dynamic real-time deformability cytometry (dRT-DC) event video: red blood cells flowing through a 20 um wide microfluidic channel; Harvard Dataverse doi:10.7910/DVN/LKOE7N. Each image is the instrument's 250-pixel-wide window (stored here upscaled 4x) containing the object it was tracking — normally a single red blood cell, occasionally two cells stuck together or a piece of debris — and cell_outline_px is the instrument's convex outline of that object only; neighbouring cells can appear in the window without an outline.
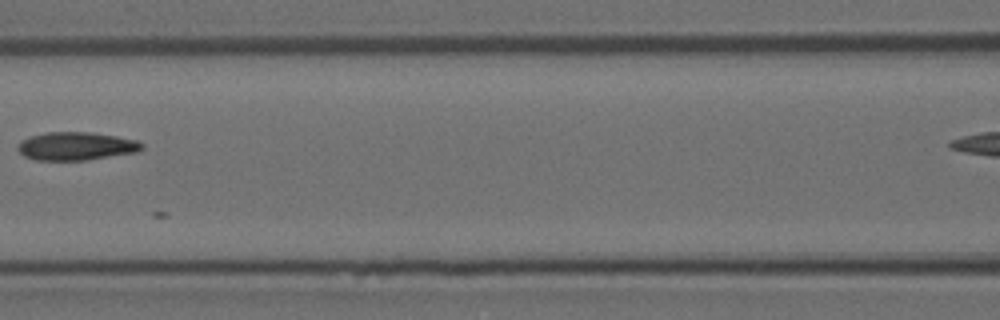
{"species": "Egyptian fruit bat (a non-hibernating species)", "species_latin": "Rousettus aegyptiacus", "temperature_condition": "room temperature", "stored_images_in_passage": 8, "camera_frame_rate_fps": 3000, "um_per_image_px": 0.085, "animal": {"sex": "female"}, "frame": {"image": 1, "passage_image": 7, "time_ms": 2.0, "image_size_px": [1000, 320], "cell_outline_px": [[144, 148], [136, 152], [88, 160], [36, 160], [24, 156], [16, 148], [20, 140], [32, 136], [48, 132], [92, 132], [116, 136], [136, 140], [144, 144]], "centroid_in_image_um": [6.47, 12.42], "position_along_channel_um": 160.1, "area_um2": 20.4}}